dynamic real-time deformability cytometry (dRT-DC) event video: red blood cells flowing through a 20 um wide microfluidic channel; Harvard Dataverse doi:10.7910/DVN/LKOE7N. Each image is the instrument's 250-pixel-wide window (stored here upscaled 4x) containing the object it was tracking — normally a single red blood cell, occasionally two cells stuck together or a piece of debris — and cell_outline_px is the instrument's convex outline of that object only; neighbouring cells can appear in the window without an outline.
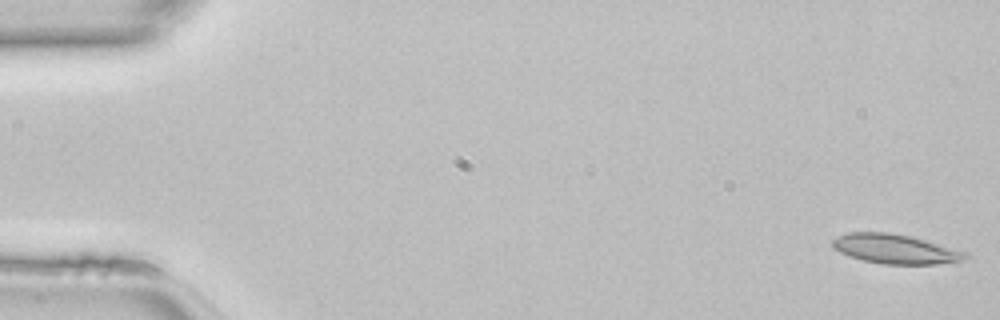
{"species": "common noctule bat (a hibernating species)", "species_latin": "Nyctalus noctula", "temperature_condition": "room temperature", "stored_images_in_passage": 6, "camera_frame_rate_fps": 3000, "um_per_image_px": 0.085, "animal": {"sex": "female", "body_mass_g": 22.7, "forearm_length_mm": 54.2}, "frame": {"image": 1, "passage_image": 1, "time_ms": 0.0, "image_size_px": [1000, 320], "cell_outline_px": [[972, 256], [960, 260], [936, 264], [884, 264], [864, 260], [848, 256], [832, 248], [832, 240], [848, 232], [888, 232], [912, 236], [968, 252]], "centroid_in_image_um": [76.11, 21.15], "position_along_channel_um": 8.9, "area_um2": 22.83}}